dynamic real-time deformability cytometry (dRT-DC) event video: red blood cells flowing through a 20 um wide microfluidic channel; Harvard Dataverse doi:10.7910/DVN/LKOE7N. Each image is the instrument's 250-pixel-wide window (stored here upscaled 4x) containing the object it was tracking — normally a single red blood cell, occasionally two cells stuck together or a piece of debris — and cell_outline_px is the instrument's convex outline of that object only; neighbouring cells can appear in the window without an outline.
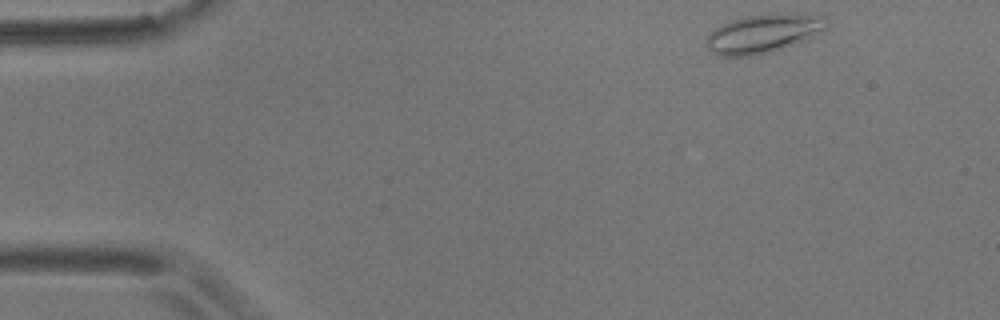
{"species": "common noctule bat (a hibernating species)", "species_latin": "Nyctalus noctula", "temperature_condition": "room temperature", "stored_images_in_passage": 52, "camera_frame_rate_fps": 3000, "um_per_image_px": 0.085, "animal": {"sex": "male", "body_mass_g": 17.9}, "frame": {"image": 1, "passage_image": 1, "time_ms": 0.0, "image_size_px": [1000, 320], "cell_outline_px": [[828, 28], [812, 36], [772, 52], [748, 56], [716, 56], [704, 44], [708, 36], [720, 24], [744, 16], [828, 16]], "centroid_in_image_um": [64.81, 2.9], "position_along_channel_um": 20.2, "area_um2": 26.13}}
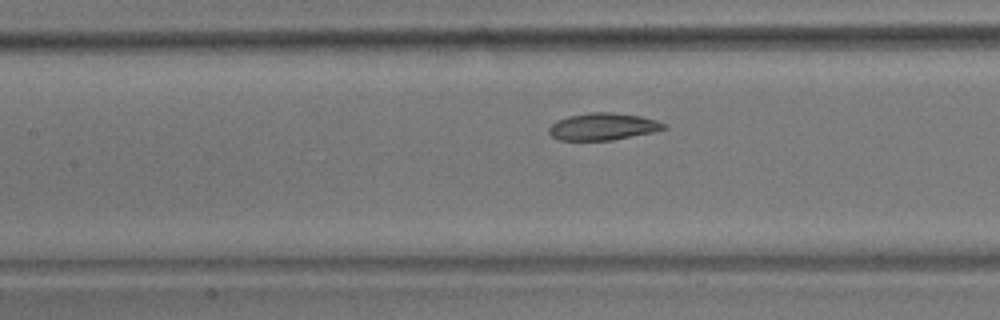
{"frame": {"image": 2, "passage_image": 20, "time_ms": 6.333, "image_size_px": [1000, 320], "cell_outline_px": [[668, 128], [652, 132], [612, 140], [560, 140], [552, 136], [548, 132], [548, 128], [556, 120], [568, 116], [588, 112], [612, 112], [640, 116], [656, 120], [668, 124]], "centroid_in_image_um": [51.25, 10.75], "position_along_channel_um": 156.1, "area_um2": 18.21}}
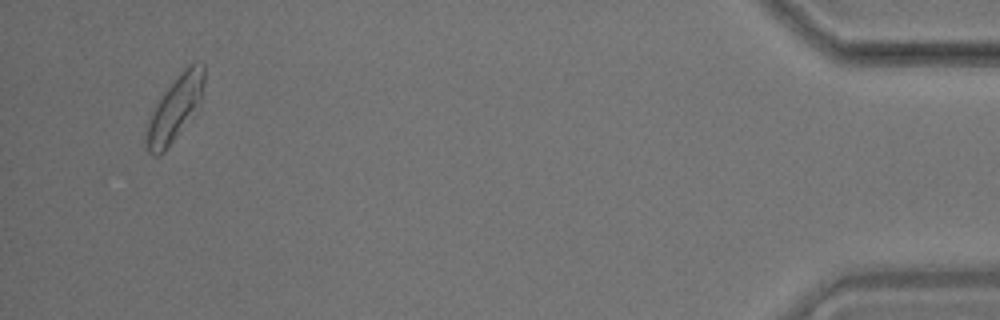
{"frame": {"image": 3, "passage_image": 49, "time_ms": 16.0, "image_size_px": [1000, 320], "cell_outline_px": [[204, 84], [200, 96], [172, 140], [164, 152], [156, 156], [148, 152], [144, 140], [144, 128], [148, 116], [164, 92], [184, 68], [188, 64], [204, 64]], "centroid_in_image_um": [14.74, 9.23], "position_along_channel_um": 420.5, "area_um2": 20.52}}